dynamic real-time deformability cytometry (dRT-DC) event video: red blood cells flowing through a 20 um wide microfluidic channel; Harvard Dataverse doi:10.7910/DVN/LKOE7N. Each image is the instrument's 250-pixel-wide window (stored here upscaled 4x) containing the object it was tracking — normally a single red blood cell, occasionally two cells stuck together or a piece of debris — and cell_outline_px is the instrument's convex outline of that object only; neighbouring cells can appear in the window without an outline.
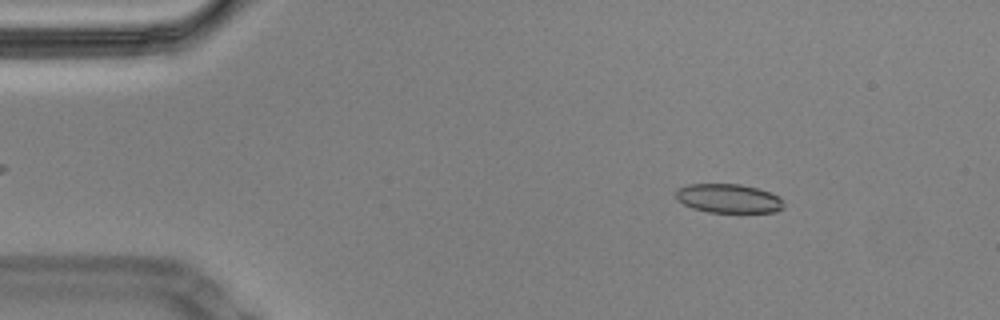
{"species": "Egyptian fruit bat (a non-hibernating species)", "species_latin": "Rousettus aegyptiacus", "temperature_condition": "cold", "stored_images_in_passage": 54, "camera_frame_rate_fps": 3000, "um_per_image_px": 0.085, "animal": {"sex": "male"}, "frame": {"image": 1, "passage_image": 4, "time_ms": 1.0, "image_size_px": [1000, 320], "cell_outline_px": [[784, 208], [776, 212], [708, 212], [692, 208], [676, 200], [676, 188], [688, 184], [740, 184], [756, 188], [780, 196]], "centroid_in_image_um": [61.89, 16.87], "position_along_channel_um": 23.1, "area_um2": 18.26}}
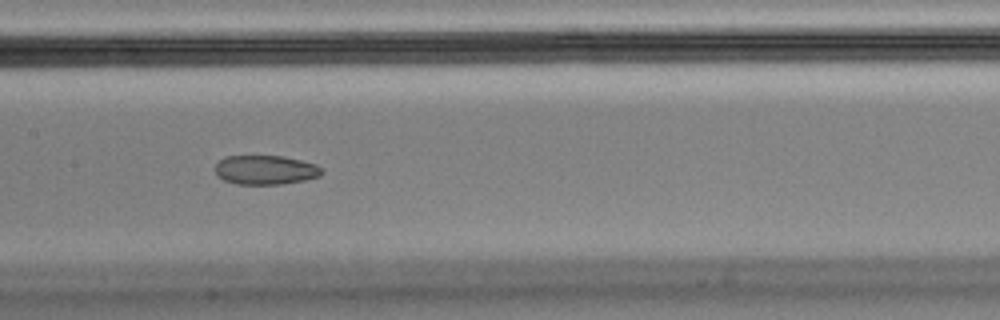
{"frame": {"image": 2, "passage_image": 24, "time_ms": 7.667, "image_size_px": [1000, 320], "cell_outline_px": [[324, 172], [320, 176], [304, 180], [280, 184], [236, 184], [224, 180], [216, 176], [216, 164], [224, 156], [284, 156], [316, 164], [324, 168]], "centroid_in_image_um": [22.58, 14.44], "position_along_channel_um": 184.8, "area_um2": 18.26}}
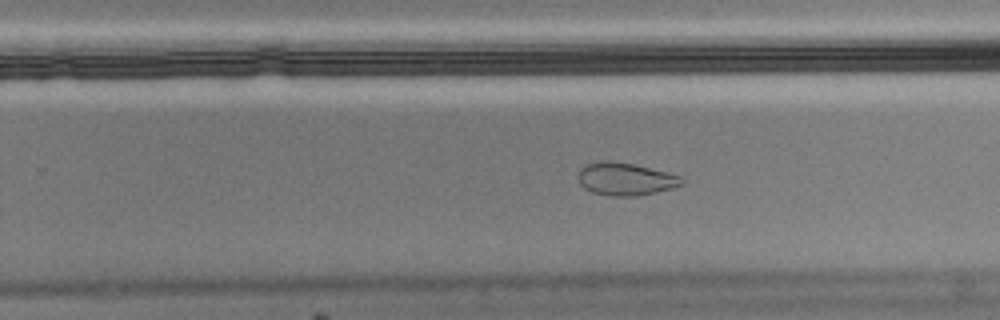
{"frame": {"image": 3, "passage_image": 32, "time_ms": 10.333, "image_size_px": [1000, 320], "cell_outline_px": [[684, 184], [672, 188], [656, 192], [636, 196], [612, 196], [592, 192], [584, 188], [580, 184], [580, 168], [588, 164], [600, 160], [608, 160], [632, 164], [668, 172], [680, 176], [684, 180]], "centroid_in_image_um": [53.19, 15.22], "position_along_channel_um": 276.6, "area_um2": 19.59}}